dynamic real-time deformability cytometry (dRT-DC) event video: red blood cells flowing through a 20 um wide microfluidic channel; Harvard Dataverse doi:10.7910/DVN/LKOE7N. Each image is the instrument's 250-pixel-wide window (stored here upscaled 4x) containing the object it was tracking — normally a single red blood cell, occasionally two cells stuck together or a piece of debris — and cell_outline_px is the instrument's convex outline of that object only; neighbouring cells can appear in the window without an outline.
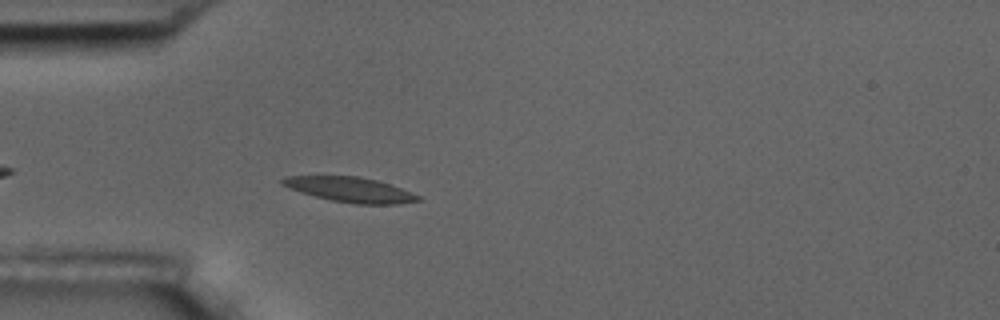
{"species": "common noctule bat (a hibernating species)", "species_latin": "Nyctalus noctula", "temperature_condition": "room temperature", "stored_images_in_passage": 3, "camera_frame_rate_fps": 3000, "um_per_image_px": 0.085, "animal": {"sex": "male", "body_mass_g": 17.5, "forearm_length_mm": 52.3}, "frame": {"image": 1, "passage_image": 3, "time_ms": 2.333, "image_size_px": [1000, 320], "cell_outline_px": [[424, 200], [400, 204], [356, 204], [332, 200], [300, 192], [280, 184], [280, 180], [284, 176], [360, 176], [392, 184], [420, 196]], "centroid_in_image_um": [29.8, 16.11], "position_along_channel_um": 55.2, "area_um2": 19.83}}